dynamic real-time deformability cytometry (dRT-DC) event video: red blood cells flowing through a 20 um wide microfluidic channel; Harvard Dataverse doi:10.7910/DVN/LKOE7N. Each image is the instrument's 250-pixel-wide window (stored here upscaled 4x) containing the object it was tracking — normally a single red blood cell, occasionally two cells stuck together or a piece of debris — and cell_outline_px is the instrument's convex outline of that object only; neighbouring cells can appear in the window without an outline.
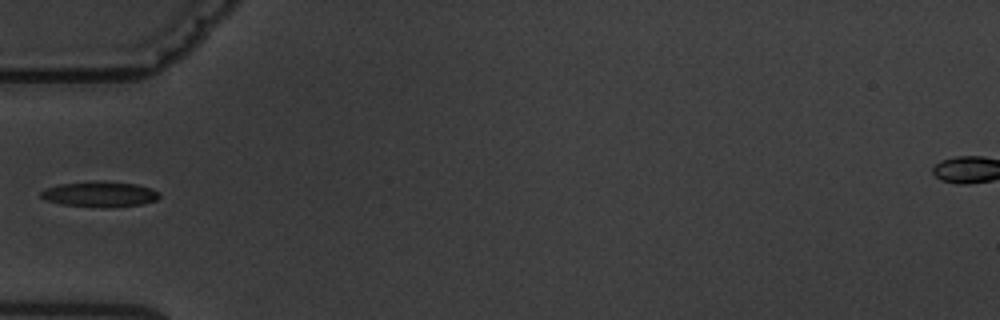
{"species": "common noctule bat (a hibernating species)", "species_latin": "Nyctalus noctula", "temperature_condition": "warm", "stored_images_in_passage": 7, "camera_frame_rate_fps": 3000, "um_per_image_px": 0.085, "animal": {"sex": "male", "body_mass_g": 19.5, "forearm_length_mm": 54.6}, "frame": {"image": 1, "passage_image": 5, "time_ms": 4.667, "image_size_px": [1000, 320], "cell_outline_px": [[160, 196], [156, 200], [144, 204], [60, 204], [44, 200], [40, 196], [40, 192], [44, 188], [60, 184], [100, 180], [136, 184], [152, 188], [160, 192]], "centroid_in_image_um": [8.46, 16.44], "position_along_channel_um": 76.5, "area_um2": 16.7}}
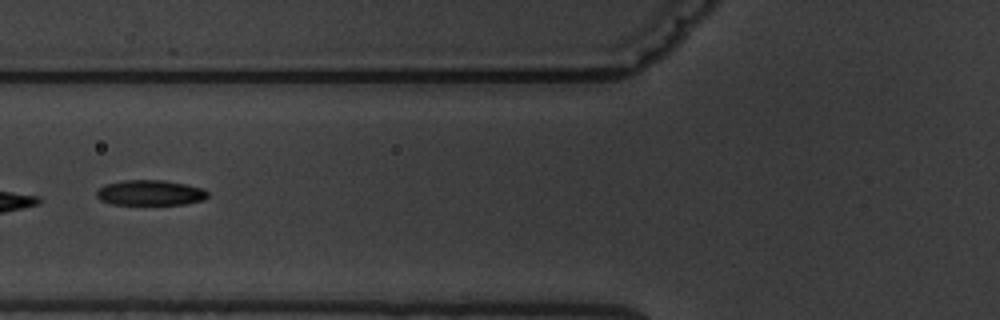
{"frame": {"image": 2, "passage_image": 6, "time_ms": 5.667, "image_size_px": [1000, 320], "cell_outline_px": [[208, 196], [204, 200], [184, 204], [112, 204], [100, 200], [96, 196], [96, 192], [104, 184], [124, 180], [164, 180], [188, 184], [204, 188], [208, 192]], "centroid_in_image_um": [12.79, 16.37], "position_along_channel_um": 113.0, "area_um2": 16.53}}
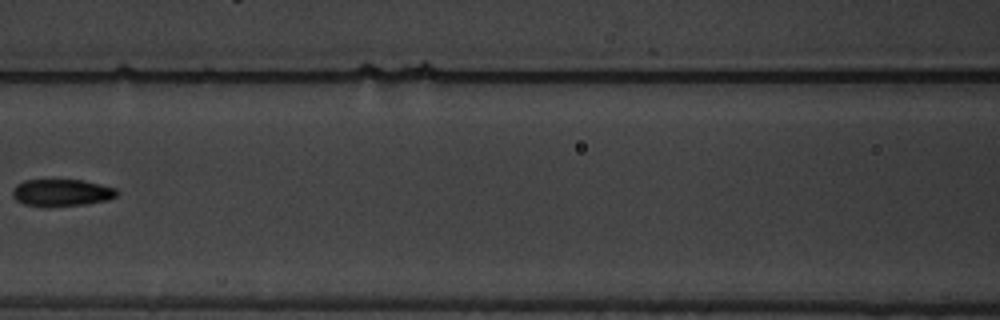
{"frame": {"image": 3, "passage_image": 7, "time_ms": 7.0, "image_size_px": [1000, 320], "cell_outline_px": [[120, 192], [116, 196], [108, 200], [84, 204], [52, 208], [48, 208], [24, 204], [16, 200], [12, 196], [12, 188], [16, 184], [24, 180], [84, 180], [116, 188]], "centroid_in_image_um": [5.22, 16.39], "position_along_channel_um": 161.4, "area_um2": 16.88}}